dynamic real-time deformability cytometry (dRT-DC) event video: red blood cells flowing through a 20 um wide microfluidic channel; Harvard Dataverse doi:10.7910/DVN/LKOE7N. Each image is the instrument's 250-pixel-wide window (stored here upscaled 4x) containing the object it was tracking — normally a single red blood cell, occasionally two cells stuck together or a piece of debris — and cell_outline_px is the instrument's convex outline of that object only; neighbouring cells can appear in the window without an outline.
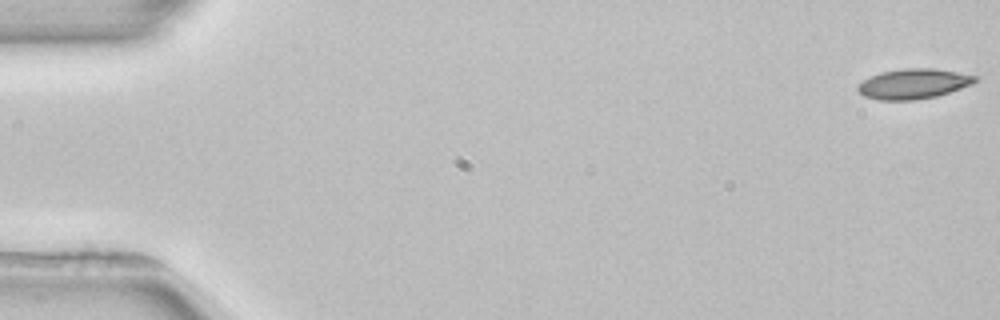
{"species": "common noctule bat (a hibernating species)", "species_latin": "Nyctalus noctula", "temperature_condition": "room temperature", "stored_images_in_passage": 5, "camera_frame_rate_fps": 3000, "um_per_image_px": 0.085, "animal": {"sex": "female", "body_mass_g": 22.7, "forearm_length_mm": 54.2}, "frame": {"image": 1, "passage_image": 1, "time_ms": 0.0, "image_size_px": [1000, 320], "cell_outline_px": [[980, 80], [972, 84], [936, 96], [916, 100], [880, 100], [864, 96], [856, 88], [856, 84], [880, 72], [904, 68], [932, 68], [980, 76]], "centroid_in_image_um": [77.65, 7.12], "position_along_channel_um": 7.3, "area_um2": 20.58}}
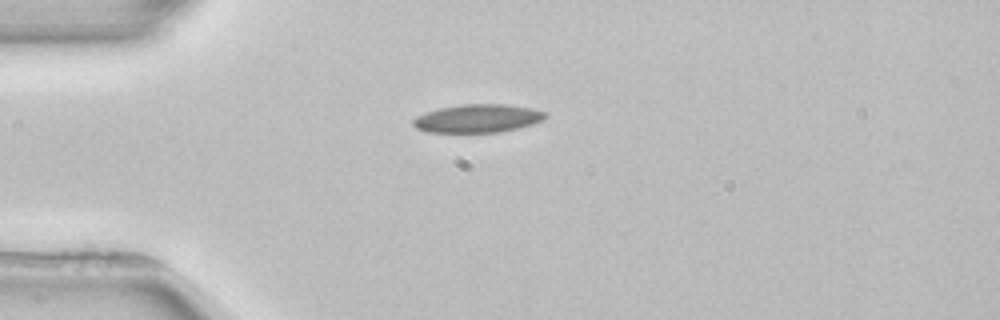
{"frame": {"image": 2, "passage_image": 4, "time_ms": 4.333, "image_size_px": [1000, 320], "cell_outline_px": [[548, 116], [544, 120], [532, 124], [500, 132], [428, 132], [416, 128], [412, 124], [412, 120], [416, 116], [440, 108], [464, 104], [504, 104], [532, 108], [548, 112]], "centroid_in_image_um": [40.64, 10.06], "position_along_channel_um": 44.4, "area_um2": 21.73}}
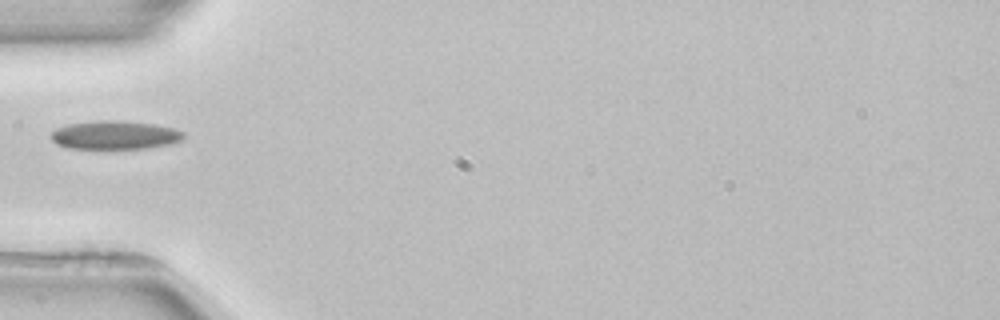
{"frame": {"image": 3, "passage_image": 5, "time_ms": 5.667, "image_size_px": [1000, 320], "cell_outline_px": [[184, 140], [168, 144], [148, 148], [68, 148], [56, 144], [52, 140], [52, 132], [56, 128], [68, 124], [96, 120], [116, 120], [156, 124], [176, 128], [184, 132]], "centroid_in_image_um": [9.8, 11.47], "position_along_channel_um": 75.2, "area_um2": 22.14}}